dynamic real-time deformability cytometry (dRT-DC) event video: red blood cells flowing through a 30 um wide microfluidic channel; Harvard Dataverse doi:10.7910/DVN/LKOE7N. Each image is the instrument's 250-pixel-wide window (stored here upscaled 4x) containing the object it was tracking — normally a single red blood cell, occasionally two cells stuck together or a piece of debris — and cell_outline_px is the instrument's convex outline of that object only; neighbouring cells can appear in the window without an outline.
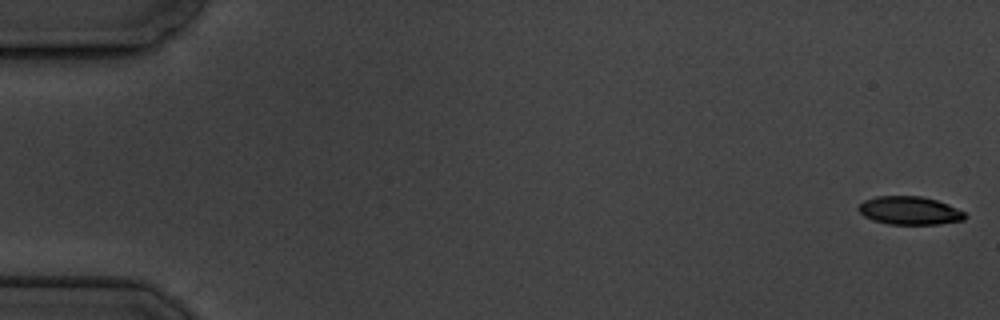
{"species": "common noctule bat (a hibernating species)", "species_latin": "Nyctalus noctula", "temperature_condition": "cold", "stored_images_in_passage": 5, "camera_frame_rate_fps": 3000, "um_per_image_px": 0.085, "animal": {"sex": "male", "body_mass_g": 19.5, "forearm_length_mm": 54.6}, "frame": {"image": 1, "passage_image": 1, "time_ms": 0.0, "image_size_px": [1000, 320], "cell_outline_px": [[968, 216], [964, 220], [940, 224], [888, 224], [872, 220], [864, 216], [856, 208], [864, 200], [876, 196], [920, 196], [936, 200], [948, 204], [964, 212]], "centroid_in_image_um": [77.31, 17.9], "position_along_channel_um": 7.7, "area_um2": 17.57}}
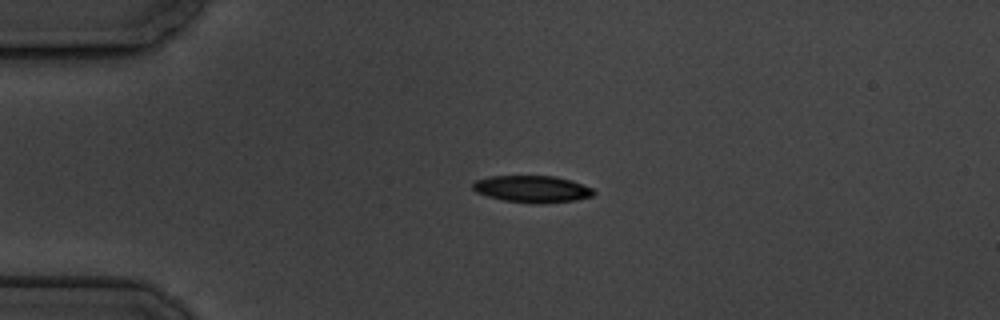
{"frame": {"image": 2, "passage_image": 4, "time_ms": 4.333, "image_size_px": [1000, 320], "cell_outline_px": [[596, 192], [592, 196], [576, 200], [504, 200], [488, 196], [476, 192], [472, 188], [472, 184], [476, 180], [488, 176], [556, 176], [572, 180], [592, 188]], "centroid_in_image_um": [45.21, 16.0], "position_along_channel_um": 39.8, "area_um2": 17.92}}